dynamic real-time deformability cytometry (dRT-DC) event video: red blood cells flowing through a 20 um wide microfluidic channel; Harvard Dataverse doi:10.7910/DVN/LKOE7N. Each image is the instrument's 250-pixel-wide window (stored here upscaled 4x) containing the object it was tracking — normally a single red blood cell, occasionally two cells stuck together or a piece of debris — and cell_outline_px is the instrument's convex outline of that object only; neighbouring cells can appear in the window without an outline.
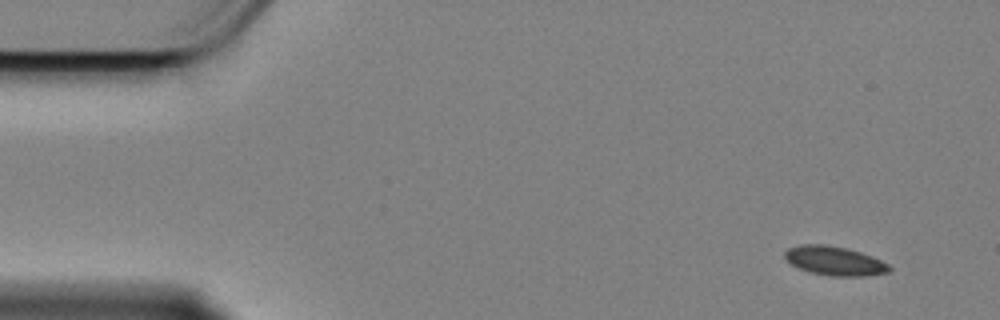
{"species": "Egyptian fruit bat (a non-hibernating species)", "species_latin": "Rousettus aegyptiacus", "temperature_condition": "cold", "stored_images_in_passage": 11, "camera_frame_rate_fps": 3000, "um_per_image_px": 0.085, "animal": {"sex": "female"}, "frame": {"image": 1, "passage_image": 1, "time_ms": 0.0, "image_size_px": [1000, 320], "cell_outline_px": [[892, 268], [888, 272], [868, 276], [828, 276], [808, 272], [792, 264], [784, 256], [784, 252], [788, 248], [800, 244], [824, 244], [848, 248], [872, 256], [888, 264]], "centroid_in_image_um": [70.94, 22.17], "position_along_channel_um": 14.1, "area_um2": 17.8}}